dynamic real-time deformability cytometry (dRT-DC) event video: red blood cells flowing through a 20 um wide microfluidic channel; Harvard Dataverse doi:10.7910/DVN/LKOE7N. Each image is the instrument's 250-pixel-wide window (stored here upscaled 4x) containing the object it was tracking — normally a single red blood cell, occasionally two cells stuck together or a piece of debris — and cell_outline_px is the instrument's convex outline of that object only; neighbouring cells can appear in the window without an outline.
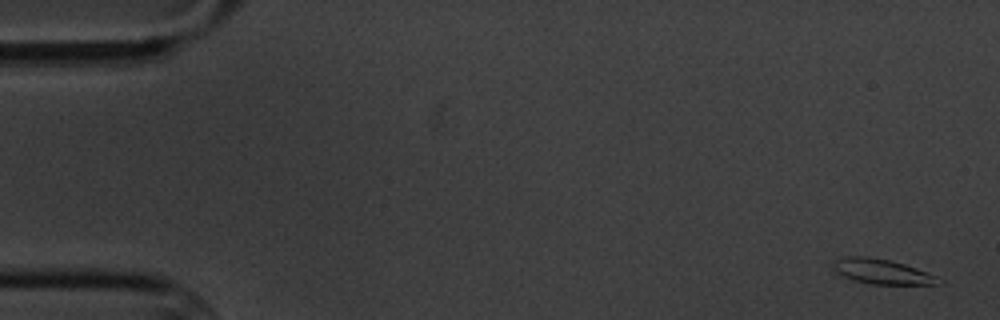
{"species": "common noctule bat (a hibernating species)", "species_latin": "Nyctalus noctula", "temperature_condition": "cold", "stored_images_in_passage": 5, "camera_frame_rate_fps": 3000, "um_per_image_px": 0.085, "animal": {"sex": "male", "body_mass_g": 20.1, "forearm_length_mm": 53.5}, "frame": {"image": 1, "passage_image": 1, "time_ms": 0.0, "image_size_px": [1000, 320], "cell_outline_px": [[944, 280], [940, 284], [872, 284], [852, 280], [836, 272], [836, 260], [848, 256], [864, 256], [892, 260], [916, 268], [936, 276]], "centroid_in_image_um": [75.03, 23.09], "position_along_channel_um": 10.0, "area_um2": 15.03}}
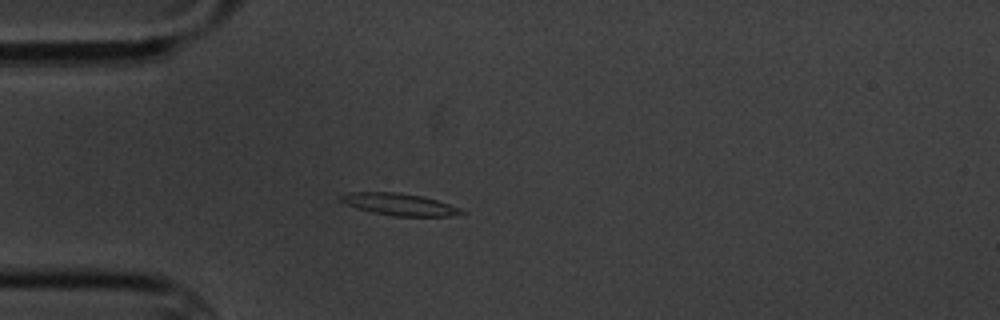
{"frame": {"image": 2, "passage_image": 4, "time_ms": 4.667, "image_size_px": [1000, 320], "cell_outline_px": [[468, 212], [452, 216], [392, 216], [372, 212], [356, 208], [340, 200], [340, 196], [348, 192], [396, 192], [424, 196], [460, 208]], "centroid_in_image_um": [33.97, 17.37], "position_along_channel_um": 51.0, "area_um2": 15.43}}